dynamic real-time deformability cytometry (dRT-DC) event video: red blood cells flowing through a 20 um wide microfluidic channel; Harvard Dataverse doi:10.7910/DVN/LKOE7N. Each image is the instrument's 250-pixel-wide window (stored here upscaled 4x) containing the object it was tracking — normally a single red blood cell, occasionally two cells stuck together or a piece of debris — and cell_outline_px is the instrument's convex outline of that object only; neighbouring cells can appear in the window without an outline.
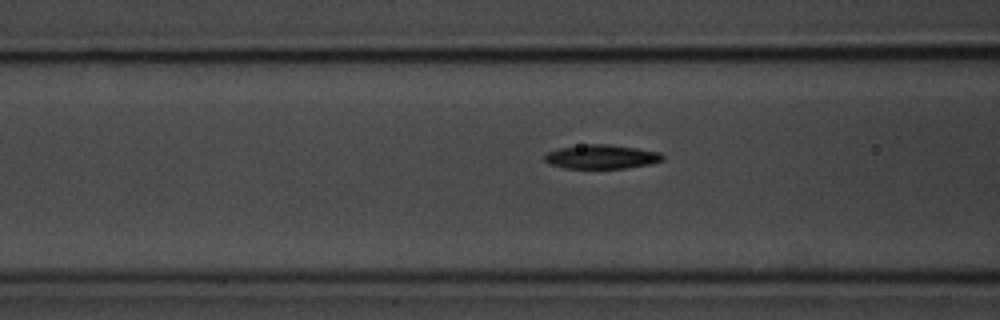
{"species": "common noctule bat (a hibernating species)", "species_latin": "Nyctalus noctula", "temperature_condition": "room temperature", "stored_images_in_passage": 38, "camera_frame_rate_fps": 3000, "um_per_image_px": 0.085, "animal": {"sex": "male", "body_mass_g": 20.1, "forearm_length_mm": 53.5}, "frame": {"image": 1, "passage_image": 13, "time_ms": 4.0, "image_size_px": [1000, 320], "cell_outline_px": [[664, 160], [652, 164], [624, 168], [564, 168], [548, 164], [544, 160], [544, 156], [548, 152], [560, 148], [588, 144], [608, 144], [636, 148], [660, 152], [664, 156]], "centroid_in_image_um": [51.14, 13.33], "position_along_channel_um": 115.5, "area_um2": 16.53}}
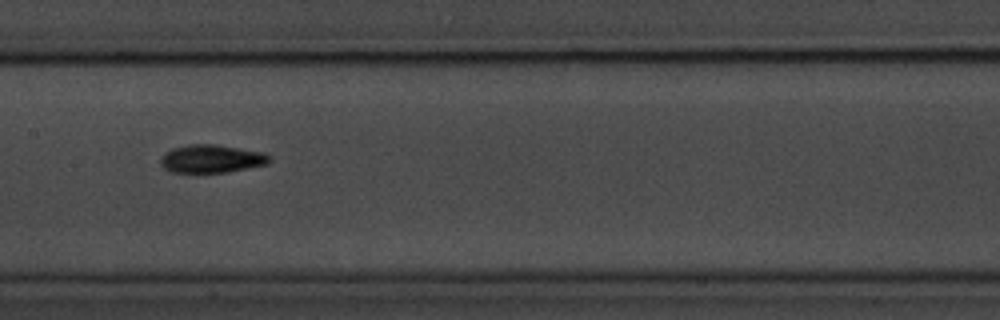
{"frame": {"image": 2, "passage_image": 19, "time_ms": 6.0, "image_size_px": [1000, 320], "cell_outline_px": [[272, 160], [268, 164], [224, 172], [172, 172], [164, 168], [160, 164], [160, 160], [164, 152], [172, 148], [188, 144], [216, 144], [264, 152], [272, 156]], "centroid_in_image_um": [17.99, 13.48], "position_along_channel_um": 189.4, "area_um2": 17.92}}
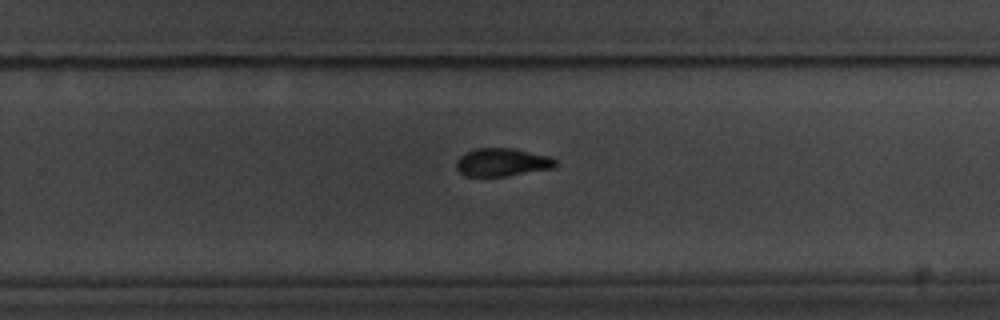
{"frame": {"image": 3, "passage_image": 27, "time_ms": 8.667, "image_size_px": [1000, 320], "cell_outline_px": [[556, 164], [552, 168], [508, 176], [464, 176], [456, 168], [456, 160], [464, 152], [476, 148], [512, 148], [552, 156], [556, 160]], "centroid_in_image_um": [42.67, 13.78], "position_along_channel_um": 287.1, "area_um2": 16.36}, "authors_computed_cell_mechanics": {"area_um2": 16.6753, "velocity_mm_per_s": 3.6809, "shape_relaxation_time_tau1_ms": 3.1269, "shape_relaxation_time_tau2_ms": 3.6653, "deformation_change_tau1": 0.133, "deformation_change_tau2": 0.0997}}